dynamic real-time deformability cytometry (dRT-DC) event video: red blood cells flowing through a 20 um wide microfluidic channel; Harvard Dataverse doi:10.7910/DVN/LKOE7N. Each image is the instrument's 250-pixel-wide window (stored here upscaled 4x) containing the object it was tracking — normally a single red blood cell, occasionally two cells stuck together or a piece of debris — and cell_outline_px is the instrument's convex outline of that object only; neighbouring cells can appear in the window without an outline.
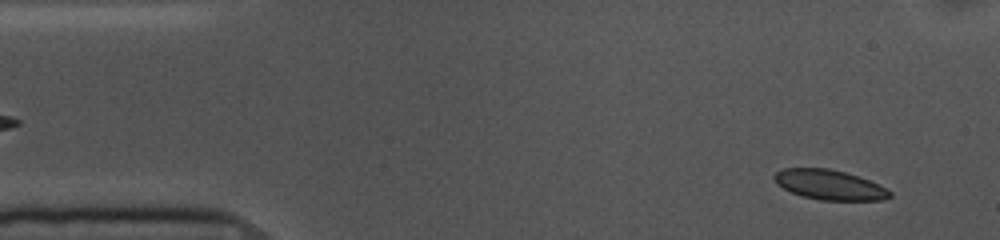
{"species": "common noctule bat (a hibernating species)", "species_latin": "Nyctalus noctula", "temperature_condition": "cold", "stored_images_in_passage": 53, "camera_frame_rate_fps": 3000, "um_per_image_px": 0.085, "animal": {"sex": "female", "body_mass_g": 10.0, "forearm_length_mm": 53.1}, "frame": {"image": 1, "passage_image": 3, "time_ms": 0.667, "image_size_px": [1000, 240], "cell_outline_px": [[892, 196], [884, 200], [820, 200], [804, 196], [792, 192], [784, 188], [772, 176], [776, 172], [784, 168], [828, 168], [844, 172], [868, 180], [892, 192]], "centroid_in_image_um": [70.51, 15.71], "position_along_channel_um": 14.5, "area_um2": 19.71}}
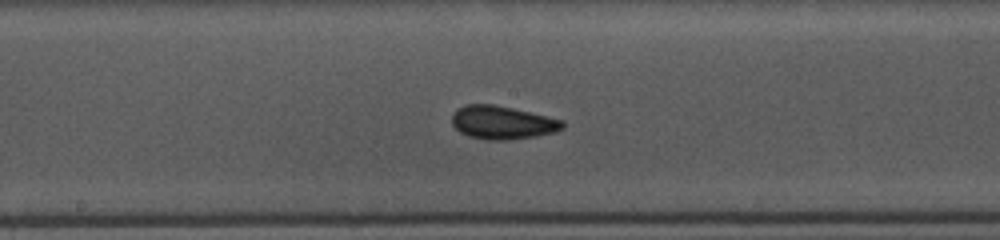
{"frame": {"image": 2, "passage_image": 26, "time_ms": 8.333, "image_size_px": [1000, 240], "cell_outline_px": [[564, 128], [556, 132], [536, 136], [504, 140], [488, 140], [468, 136], [460, 132], [452, 124], [452, 112], [456, 108], [464, 104], [492, 104], [512, 108], [548, 116], [564, 120]], "centroid_in_image_um": [42.69, 10.41], "position_along_channel_um": 205.5, "area_um2": 21.62}}
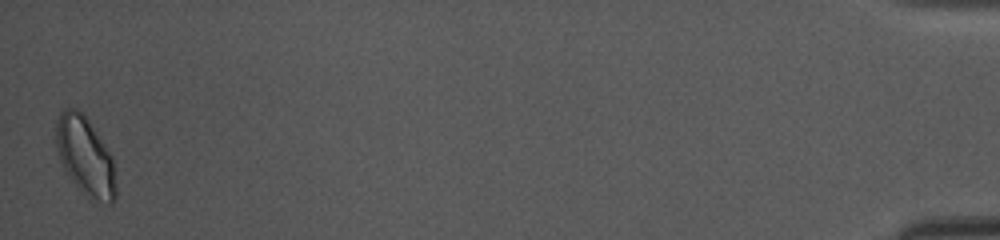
{"frame": {"image": 3, "passage_image": 53, "time_ms": 17.333, "image_size_px": [1000, 240], "cell_outline_px": [[116, 196], [112, 204], [108, 204], [88, 200], [72, 180], [64, 168], [60, 160], [56, 144], [56, 124], [60, 112], [64, 108], [76, 108], [88, 120], [112, 156], [116, 188]], "centroid_in_image_um": [7.25, 13.33], "position_along_channel_um": 427.9, "area_um2": 27.28}, "authors_computed_cell_mechanics": {"area_um2": 20.4612, "velocity_mm_per_s": 3.5779, "shape_relaxation_time_tau1_ms": 2.9509, "shape_relaxation_time_tau2_ms": 2.2435, "deformation_change_tau1": 0.0705, "deformation_change_tau2": 0.0522}}